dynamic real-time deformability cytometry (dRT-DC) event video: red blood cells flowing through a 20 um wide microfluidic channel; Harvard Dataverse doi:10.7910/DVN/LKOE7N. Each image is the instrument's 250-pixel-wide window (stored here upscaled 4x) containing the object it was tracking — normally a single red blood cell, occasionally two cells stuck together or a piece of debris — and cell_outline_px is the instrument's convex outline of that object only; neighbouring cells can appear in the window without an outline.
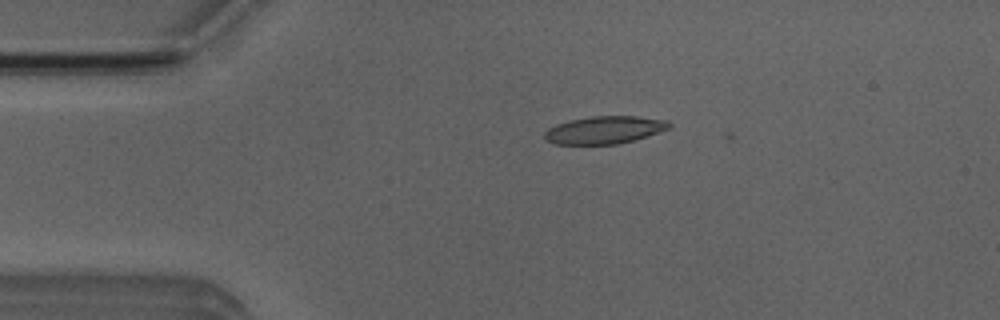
{"species": "Egyptian fruit bat (a non-hibernating species)", "species_latin": "Rousettus aegyptiacus", "temperature_condition": "room temperature", "stored_images_in_passage": 3, "camera_frame_rate_fps": 3000, "um_per_image_px": 0.085, "animal": {"sex": "male"}, "frame": {"image": 1, "passage_image": 2, "time_ms": 0.333, "image_size_px": [1000, 320], "cell_outline_px": [[672, 128], [632, 140], [616, 144], [556, 144], [544, 140], [544, 132], [548, 128], [556, 124], [572, 120], [592, 116], [636, 116], [668, 120], [672, 124]], "centroid_in_image_um": [51.39, 11.04], "position_along_channel_um": 33.6, "area_um2": 20.0}}